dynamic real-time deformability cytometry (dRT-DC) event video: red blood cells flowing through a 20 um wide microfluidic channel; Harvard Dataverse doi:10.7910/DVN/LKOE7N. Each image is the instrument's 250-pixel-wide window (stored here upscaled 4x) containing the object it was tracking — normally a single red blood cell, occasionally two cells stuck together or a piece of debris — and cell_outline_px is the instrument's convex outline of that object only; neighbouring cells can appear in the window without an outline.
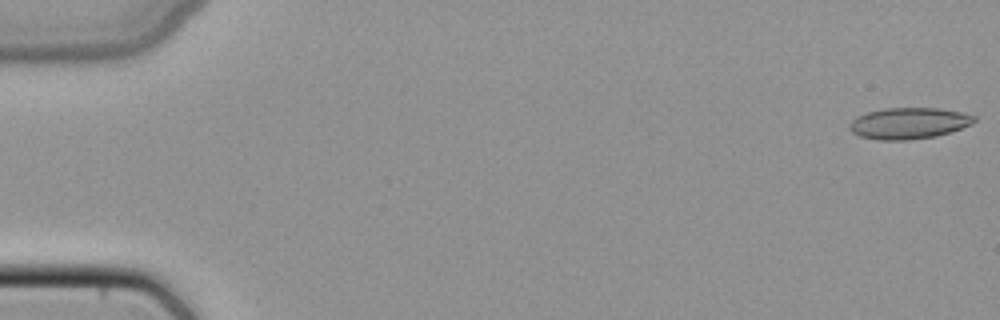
{"species": "common noctule bat (a hibernating species)", "species_latin": "Nyctalus noctula", "temperature_condition": "cold", "stored_images_in_passage": 49, "camera_frame_rate_fps": 3000, "um_per_image_px": 0.085, "animal": {"sex": "female", "body_mass_g": 22.7, "forearm_length_mm": 54.2}, "frame": {"image": 1, "passage_image": 1, "time_ms": 0.0, "image_size_px": [1000, 320], "cell_outline_px": [[976, 120], [972, 124], [936, 136], [908, 140], [880, 140], [860, 136], [852, 132], [848, 128], [848, 124], [856, 116], [868, 112], [884, 108], [936, 108], [960, 112], [976, 116]], "centroid_in_image_um": [77.21, 10.47], "position_along_channel_um": 7.8, "area_um2": 22.66}}
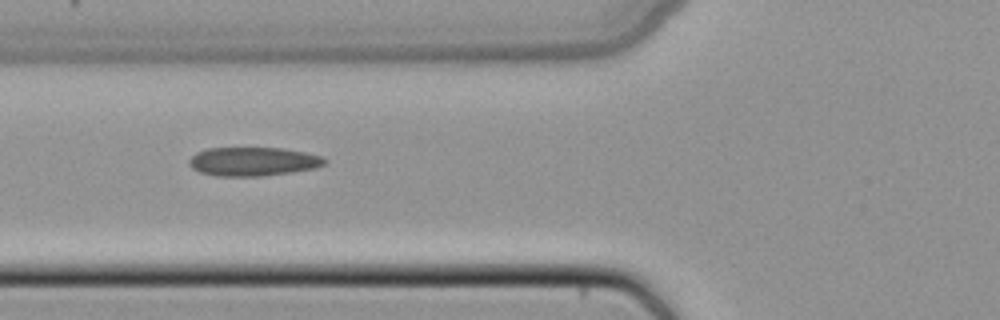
{"frame": {"image": 2, "passage_image": 19, "time_ms": 6.0, "image_size_px": [1000, 320], "cell_outline_px": [[328, 160], [324, 164], [316, 168], [292, 172], [264, 176], [216, 176], [200, 172], [192, 168], [188, 164], [188, 160], [196, 152], [208, 148], [284, 148], [324, 156]], "centroid_in_image_um": [21.53, 13.73], "position_along_channel_um": 104.3, "area_um2": 22.95}}
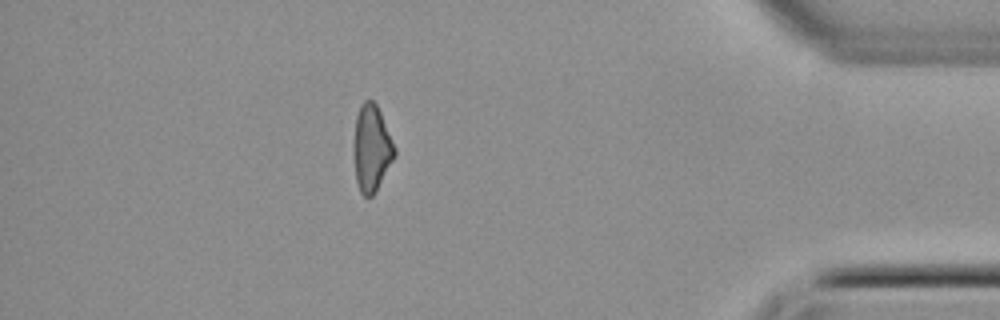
{"frame": {"image": 3, "passage_image": 43, "time_ms": 14.0, "image_size_px": [1000, 320], "cell_outline_px": [[396, 156], [372, 196], [368, 200], [360, 192], [356, 180], [352, 148], [356, 116], [360, 104], [364, 100], [372, 100], [376, 104], [380, 112], [396, 148]], "centroid_in_image_um": [31.56, 12.61], "position_along_channel_um": 403.6, "area_um2": 20.87}}